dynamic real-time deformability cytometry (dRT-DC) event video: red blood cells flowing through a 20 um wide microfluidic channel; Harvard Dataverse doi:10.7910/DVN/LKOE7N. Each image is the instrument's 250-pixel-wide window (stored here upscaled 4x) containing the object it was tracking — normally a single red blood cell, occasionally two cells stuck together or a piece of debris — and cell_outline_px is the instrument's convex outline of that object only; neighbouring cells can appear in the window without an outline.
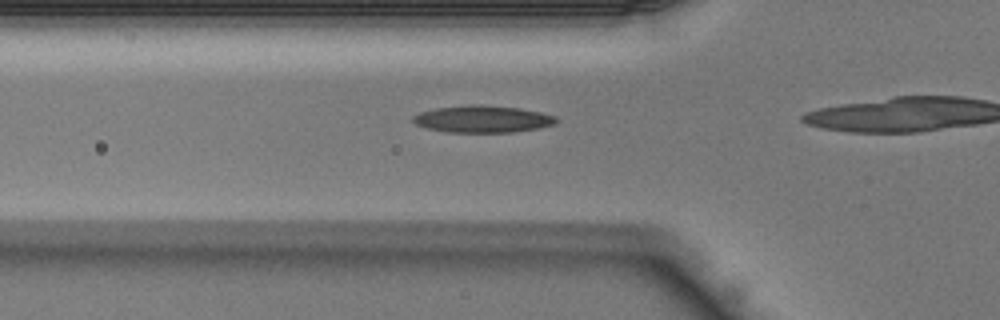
{"species": "Egyptian fruit bat (a non-hibernating species)", "species_latin": "Rousettus aegyptiacus", "temperature_condition": "warm", "stored_images_in_passage": 14, "camera_frame_rate_fps": 3000, "um_per_image_px": 0.085, "animal": {"sex": "male"}, "frame": {"image": 1, "passage_image": 10, "time_ms": 3.0, "image_size_px": [1000, 320], "cell_outline_px": [[556, 120], [552, 124], [536, 128], [512, 132], [448, 132], [428, 128], [416, 124], [412, 120], [412, 116], [420, 112], [436, 108], [472, 104], [480, 104], [520, 108], [540, 112], [556, 116]], "centroid_in_image_um": [40.98, 10.11], "position_along_channel_um": 84.8, "area_um2": 22.31}}
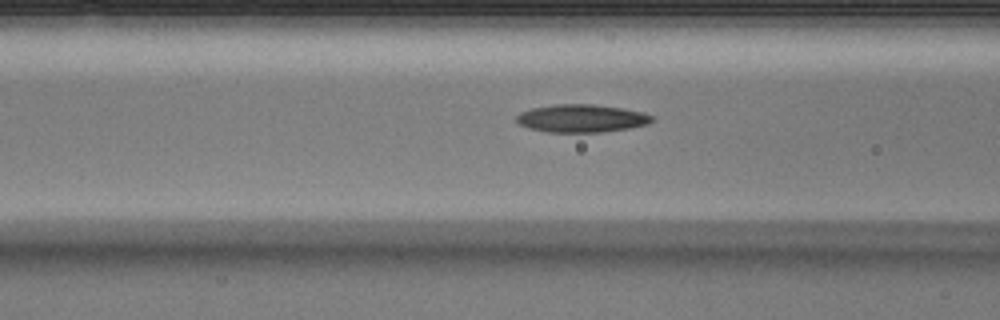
{"frame": {"image": 2, "passage_image": 12, "time_ms": 3.667, "image_size_px": [1000, 320], "cell_outline_px": [[652, 120], [648, 124], [628, 128], [600, 132], [544, 132], [528, 128], [520, 124], [516, 120], [516, 116], [520, 112], [532, 108], [556, 104], [592, 104], [620, 108], [644, 112], [652, 116]], "centroid_in_image_um": [49.39, 10.06], "position_along_channel_um": 117.2, "area_um2": 21.91}}